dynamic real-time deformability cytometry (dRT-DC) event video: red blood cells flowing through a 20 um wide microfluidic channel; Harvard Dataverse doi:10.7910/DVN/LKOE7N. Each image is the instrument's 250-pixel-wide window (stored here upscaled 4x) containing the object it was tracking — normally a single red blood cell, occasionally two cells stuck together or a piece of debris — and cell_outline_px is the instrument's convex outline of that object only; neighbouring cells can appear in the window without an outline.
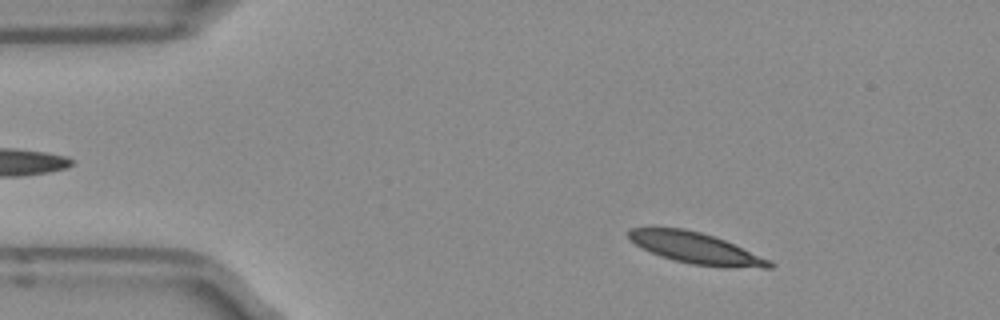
{"species": "Egyptian fruit bat (a non-hibernating species)", "species_latin": "Rousettus aegyptiacus", "temperature_condition": "room temperature", "stored_images_in_passage": 49, "camera_frame_rate_fps": 3000, "um_per_image_px": 0.085, "frame": {"image": 1, "passage_image": 5, "time_ms": 1.333, "image_size_px": [1000, 320], "cell_outline_px": [[772, 268], [724, 268], [692, 264], [672, 260], [660, 256], [640, 248], [628, 240], [628, 228], [684, 228], [700, 232], [724, 240], [768, 260], [772, 264]], "centroid_in_image_um": [59.06, 21.1], "position_along_channel_um": 25.9, "area_um2": 25.43}}
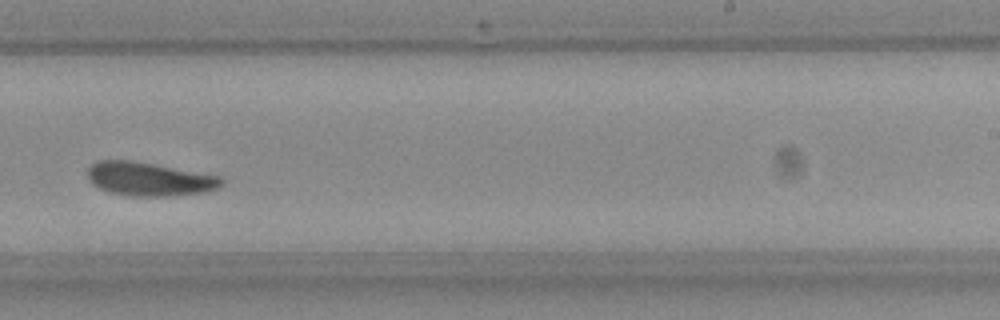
{"frame": {"image": 2, "passage_image": 29, "time_ms": 9.333, "image_size_px": [1000, 320], "cell_outline_px": [[224, 184], [220, 188], [208, 192], [172, 196], [132, 196], [108, 192], [92, 184], [88, 176], [88, 168], [96, 160], [132, 160], [220, 176], [224, 180]], "centroid_in_image_um": [12.72, 15.22], "position_along_channel_um": 276.3, "area_um2": 26.47}}
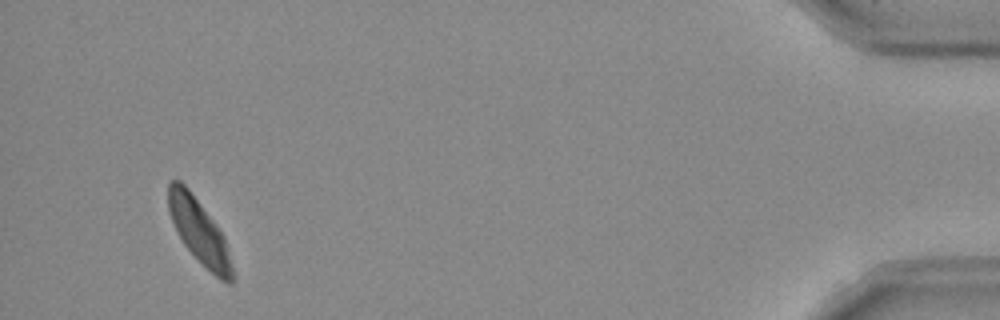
{"frame": {"image": 3, "passage_image": 46, "time_ms": 15.0, "image_size_px": [1000, 320], "cell_outline_px": [[236, 276], [232, 284], [228, 284], [220, 280], [184, 244], [168, 212], [168, 180], [180, 180], [188, 188], [224, 236]], "centroid_in_image_um": [16.95, 19.68], "position_along_channel_um": 418.2, "area_um2": 23.52}, "authors_computed_cell_mechanics": {"area_um2": 25.8366, "velocity_mm_per_s": 3.8891, "shape_relaxation_time_tau1_ms": 5.8755, "shape_relaxation_time_tau2_ms": 5.5954, "deformation_change_tau1": 0.1361, "deformation_change_tau2": 0.1168}}